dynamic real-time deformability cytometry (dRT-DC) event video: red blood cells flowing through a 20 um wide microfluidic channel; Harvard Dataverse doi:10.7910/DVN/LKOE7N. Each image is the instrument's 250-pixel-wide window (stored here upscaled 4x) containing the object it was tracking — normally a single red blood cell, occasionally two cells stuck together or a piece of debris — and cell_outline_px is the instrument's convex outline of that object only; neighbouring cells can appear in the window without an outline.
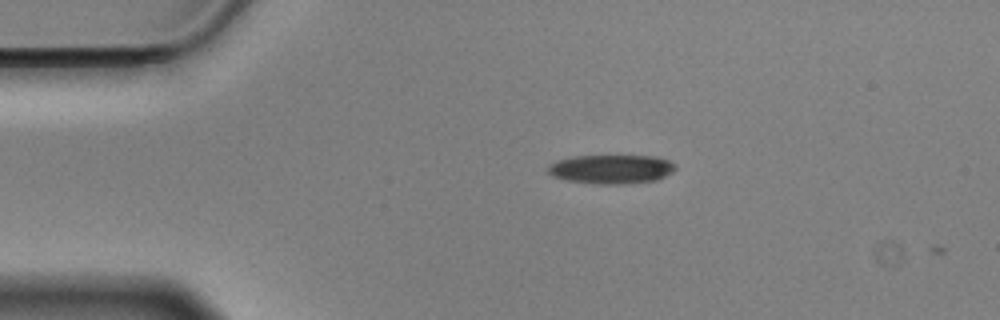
{"species": "Egyptian fruit bat (a non-hibernating species)", "species_latin": "Rousettus aegyptiacus", "temperature_condition": "cold", "stored_images_in_passage": 3, "camera_frame_rate_fps": 3000, "um_per_image_px": 0.085, "animal": {"sex": "male"}, "frame": {"image": 1, "passage_image": 1, "time_ms": 0.0, "image_size_px": [1000, 320], "cell_outline_px": [[676, 168], [672, 172], [656, 180], [624, 184], [600, 184], [568, 180], [552, 176], [548, 172], [548, 164], [556, 160], [576, 156], [656, 156], [668, 160], [676, 164]], "centroid_in_image_um": [51.96, 14.37], "position_along_channel_um": 33.0, "area_um2": 21.5}}